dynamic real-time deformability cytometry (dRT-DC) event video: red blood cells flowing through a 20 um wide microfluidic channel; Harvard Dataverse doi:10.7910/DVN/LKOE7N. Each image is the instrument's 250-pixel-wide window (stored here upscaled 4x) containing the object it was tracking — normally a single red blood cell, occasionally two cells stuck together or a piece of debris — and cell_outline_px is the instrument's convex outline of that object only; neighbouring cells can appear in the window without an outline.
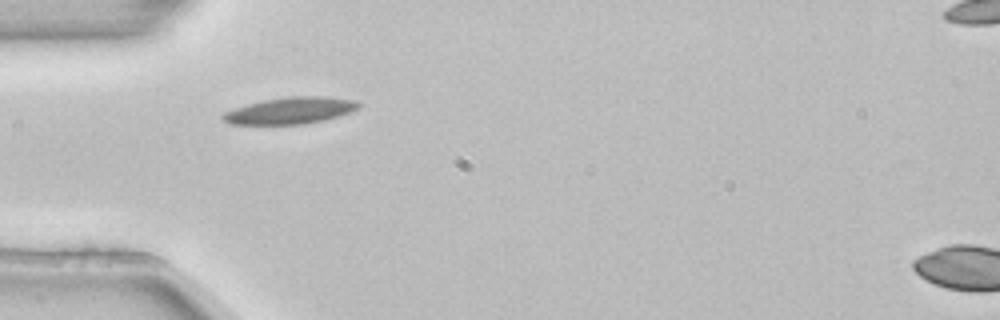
{"species": "common noctule bat (a hibernating species)", "species_latin": "Nyctalus noctula", "temperature_condition": "room temperature", "stored_images_in_passage": 5, "camera_frame_rate_fps": 3000, "um_per_image_px": 0.085, "animal": {"sex": "female", "body_mass_g": 22.7, "forearm_length_mm": 54.2}, "frame": {"image": 1, "passage_image": 3, "time_ms": 0.667, "image_size_px": [1000, 320], "cell_outline_px": [[360, 108], [324, 120], [304, 124], [228, 124], [220, 120], [220, 116], [224, 112], [248, 104], [264, 100], [288, 96], [328, 96], [356, 100], [360, 104]], "centroid_in_image_um": [24.66, 9.39], "position_along_channel_um": 60.3, "area_um2": 21.1}}